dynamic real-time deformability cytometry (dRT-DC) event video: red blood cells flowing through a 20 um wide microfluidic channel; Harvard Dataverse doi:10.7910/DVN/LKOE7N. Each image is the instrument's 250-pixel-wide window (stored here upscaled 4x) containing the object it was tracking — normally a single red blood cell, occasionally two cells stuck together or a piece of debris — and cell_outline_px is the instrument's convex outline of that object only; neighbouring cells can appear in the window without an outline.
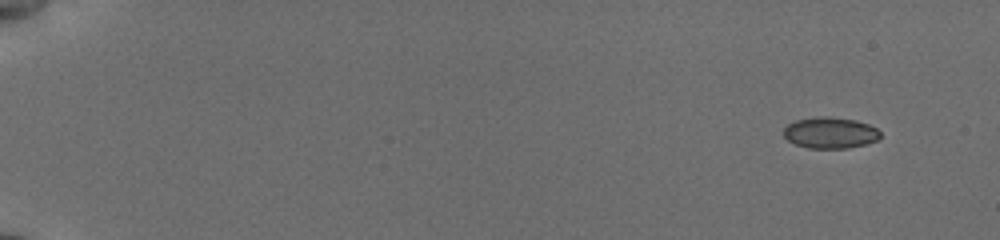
{"species": "common noctule bat (a hibernating species)", "species_latin": "Nyctalus noctula", "temperature_condition": "cold", "stored_images_in_passage": 53, "camera_frame_rate_fps": 3000, "um_per_image_px": 0.085, "animal": {"sex": "female", "body_mass_g": 19.5, "forearm_length_mm": 54.1}, "frame": {"image": 1, "passage_image": 1, "time_ms": 0.0, "image_size_px": [1000, 240], "cell_outline_px": [[880, 136], [876, 140], [864, 144], [848, 148], [808, 148], [796, 144], [788, 140], [784, 136], [784, 128], [788, 124], [796, 120], [816, 116], [828, 116], [856, 120], [868, 124], [876, 128], [880, 132]], "centroid_in_image_um": [70.55, 11.27], "position_along_channel_um": 14.4, "area_um2": 17.51}}
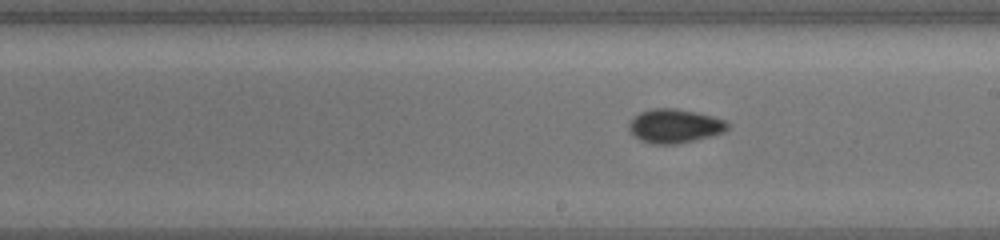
{"frame": {"image": 2, "passage_image": 31, "time_ms": 10.0, "image_size_px": [1000, 240], "cell_outline_px": [[732, 124], [724, 132], [712, 136], [676, 144], [652, 144], [640, 140], [628, 132], [628, 124], [640, 112], [652, 108], [676, 108], [696, 112], [712, 116], [724, 120]], "centroid_in_image_um": [57.35, 10.71], "position_along_channel_um": 231.7, "area_um2": 19.65}}
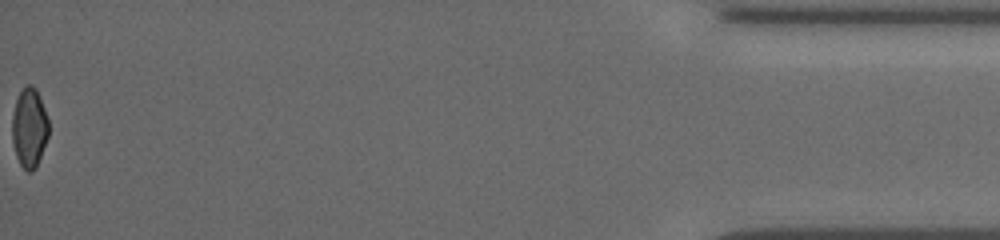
{"frame": {"image": 3, "passage_image": 53, "time_ms": 17.333, "image_size_px": [1000, 240], "cell_outline_px": [[48, 136], [36, 168], [32, 172], [28, 172], [20, 164], [16, 156], [12, 140], [12, 116], [16, 100], [20, 92], [28, 84], [32, 84], [36, 88], [40, 96], [48, 120]], "centroid_in_image_um": [2.49, 10.86], "position_along_channel_um": 432.7, "area_um2": 16.88}, "authors_computed_cell_mechanics": {"area_um2": 18.0914, "velocity_mm_per_s": 3.8331, "shape_relaxation_time_tau1_ms": 5.9334, "shape_relaxation_time_tau2_ms": 2.6373, "deformation_change_tau1": 0.0699, "deformation_change_tau2": 0.0465}}